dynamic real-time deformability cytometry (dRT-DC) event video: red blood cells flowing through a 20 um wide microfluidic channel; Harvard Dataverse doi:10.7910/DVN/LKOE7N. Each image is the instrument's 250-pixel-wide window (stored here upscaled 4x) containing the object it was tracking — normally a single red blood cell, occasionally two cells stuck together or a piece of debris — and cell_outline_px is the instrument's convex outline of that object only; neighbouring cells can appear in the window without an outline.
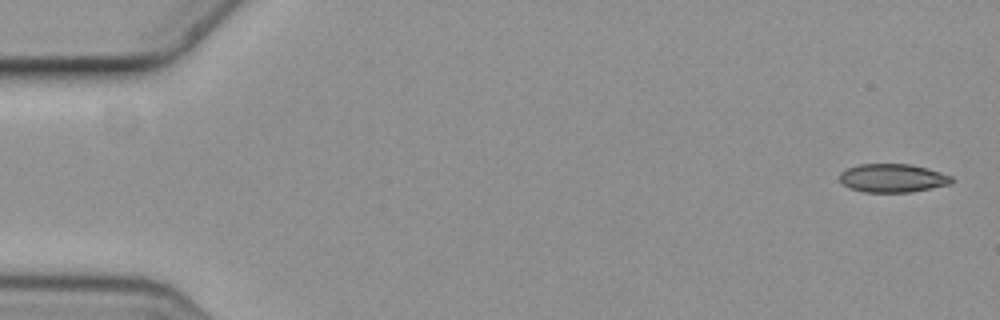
{"species": "common noctule bat (a hibernating species)", "species_latin": "Nyctalus noctula", "temperature_condition": "cold", "stored_images_in_passage": 4, "camera_frame_rate_fps": 3000, "um_per_image_px": 0.085, "animal": {"sex": "female", "body_mass_g": 19.3, "forearm_length_mm": 54.1}, "frame": {"image": 1, "passage_image": 1, "time_ms": 0.0, "image_size_px": [1000, 320], "cell_outline_px": [[952, 180], [948, 184], [908, 192], [864, 192], [848, 188], [840, 180], [840, 172], [848, 168], [860, 164], [912, 164], [928, 168], [952, 176]], "centroid_in_image_um": [75.83, 15.13], "position_along_channel_um": 9.2, "area_um2": 18.38}}
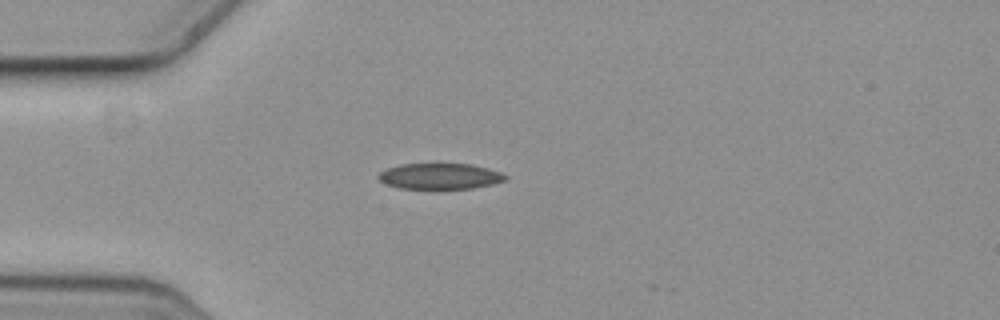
{"frame": {"image": 2, "passage_image": 4, "time_ms": 1.0, "image_size_px": [1000, 320], "cell_outline_px": [[508, 176], [504, 180], [492, 184], [472, 188], [400, 188], [388, 184], [380, 180], [376, 176], [380, 172], [388, 168], [400, 164], [472, 164], [488, 168], [500, 172]], "centroid_in_image_um": [37.4, 14.97], "position_along_channel_um": 47.6, "area_um2": 18.84}}